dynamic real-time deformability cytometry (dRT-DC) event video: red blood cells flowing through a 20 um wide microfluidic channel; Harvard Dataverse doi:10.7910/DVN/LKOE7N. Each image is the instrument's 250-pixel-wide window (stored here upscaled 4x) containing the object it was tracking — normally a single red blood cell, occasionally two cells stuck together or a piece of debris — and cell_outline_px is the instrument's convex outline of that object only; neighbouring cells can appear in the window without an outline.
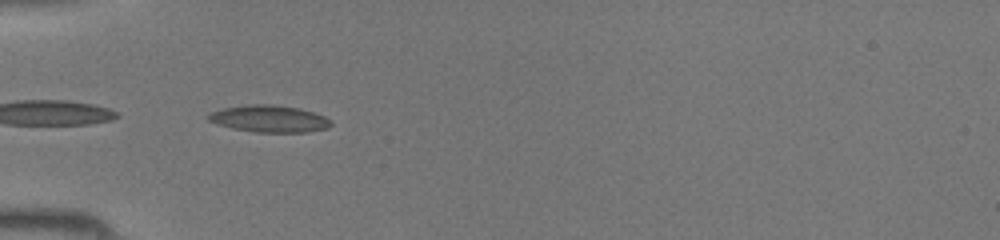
{"species": "common noctule bat (a hibernating species)", "species_latin": "Nyctalus noctula", "temperature_condition": "room temperature", "stored_images_in_passage": 14, "camera_frame_rate_fps": 3000, "um_per_image_px": 0.085, "animal": {"sex": "female", "body_mass_g": 19.5, "forearm_length_mm": 54.1}, "frame": {"image": 1, "passage_image": 3, "time_ms": 0.667, "image_size_px": [1000, 240], "cell_outline_px": [[332, 124], [328, 128], [308, 132], [256, 132], [232, 128], [216, 124], [208, 120], [208, 116], [212, 112], [224, 108], [248, 104], [272, 104], [300, 108], [324, 116], [332, 120]], "centroid_in_image_um": [22.92, 10.09], "position_along_channel_um": 62.1, "area_um2": 19.25}}
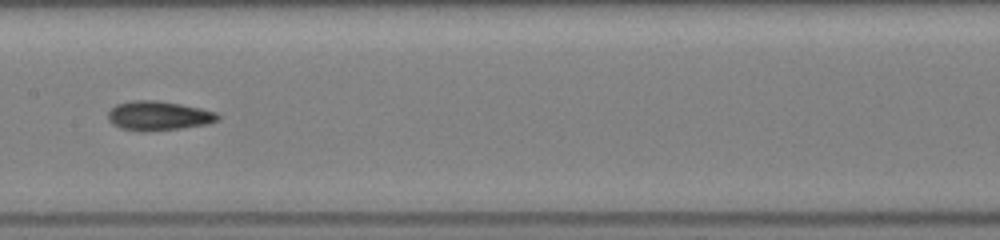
{"frame": {"image": 2, "passage_image": 12, "time_ms": 3.667, "image_size_px": [1000, 240], "cell_outline_px": [[220, 120], [208, 124], [184, 128], [148, 132], [140, 132], [120, 128], [112, 124], [108, 120], [108, 112], [116, 104], [132, 100], [156, 100], [180, 104], [200, 108], [216, 112], [220, 116]], "centroid_in_image_um": [13.47, 9.86], "position_along_channel_um": 193.9, "area_um2": 19.07}}